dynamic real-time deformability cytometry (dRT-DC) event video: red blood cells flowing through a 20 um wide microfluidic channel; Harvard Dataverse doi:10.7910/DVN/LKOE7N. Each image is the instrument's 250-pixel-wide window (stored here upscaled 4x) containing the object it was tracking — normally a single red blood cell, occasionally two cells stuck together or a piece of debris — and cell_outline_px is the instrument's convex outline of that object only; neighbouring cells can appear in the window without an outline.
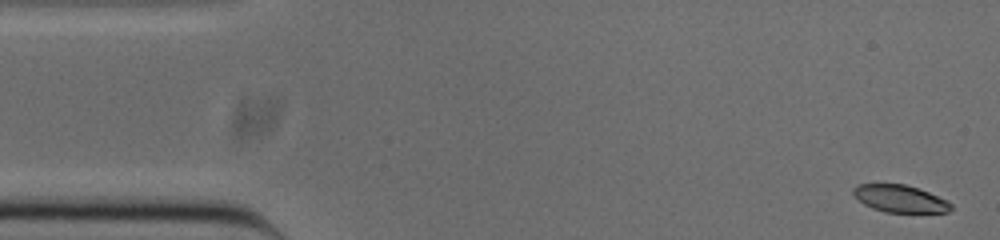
{"species": "common noctule bat (a hibernating species)", "species_latin": "Nyctalus noctula", "temperature_condition": "cold", "stored_images_in_passage": 52, "camera_frame_rate_fps": 3000, "um_per_image_px": 0.085, "animal": {"sex": "male", "body_mass_g": 20.0, "forearm_length_mm": 53.3}, "frame": {"image": 1, "passage_image": 1, "time_ms": 0.0, "image_size_px": [1000, 240], "cell_outline_px": [[952, 208], [948, 212], [884, 212], [872, 208], [864, 204], [852, 192], [852, 188], [860, 184], [904, 184], [928, 192], [948, 200], [952, 204]], "centroid_in_image_um": [76.51, 16.89], "position_along_channel_um": 8.5, "area_um2": 15.37}}
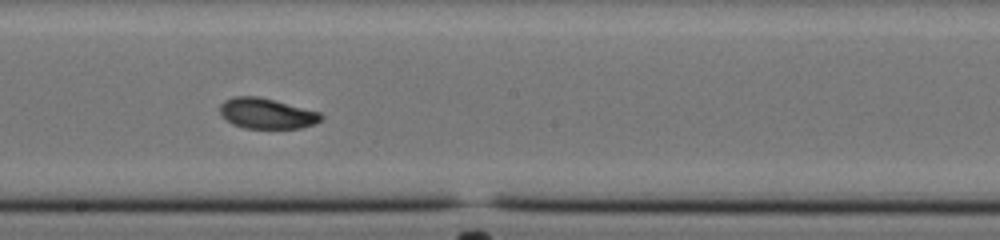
{"frame": {"image": 2, "passage_image": 27, "time_ms": 8.667, "image_size_px": [1000, 240], "cell_outline_px": [[324, 116], [316, 124], [300, 128], [244, 128], [232, 124], [220, 112], [220, 104], [224, 100], [232, 96], [256, 96], [320, 112]], "centroid_in_image_um": [22.67, 9.65], "position_along_channel_um": 225.5, "area_um2": 17.8}}
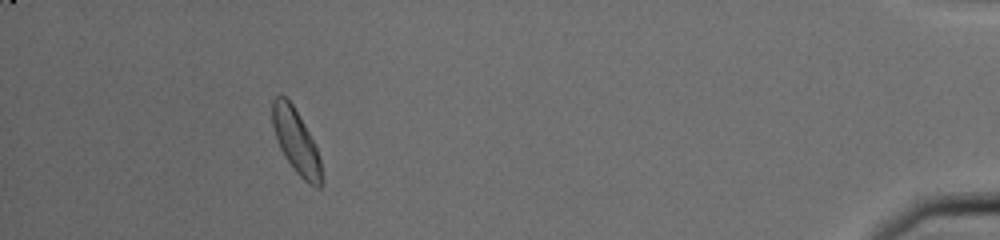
{"frame": {"image": 3, "passage_image": 47, "time_ms": 15.333, "image_size_px": [1000, 240], "cell_outline_px": [[320, 188], [316, 188], [308, 184], [296, 172], [284, 156], [276, 140], [272, 124], [272, 100], [280, 92], [292, 104], [304, 124], [320, 156]], "centroid_in_image_um": [25.12, 11.99], "position_along_channel_um": 410.1, "area_um2": 18.09}, "authors_computed_cell_mechanics": {"area_um2": 18.0336, "velocity_mm_per_s": 3.8324, "shape_relaxation_time_tau1_ms": 2.4186, "shape_relaxation_time_tau2_ms": 4.8583, "deformation_change_tau1": 0.1027, "deformation_change_tau2": 0.0979}}